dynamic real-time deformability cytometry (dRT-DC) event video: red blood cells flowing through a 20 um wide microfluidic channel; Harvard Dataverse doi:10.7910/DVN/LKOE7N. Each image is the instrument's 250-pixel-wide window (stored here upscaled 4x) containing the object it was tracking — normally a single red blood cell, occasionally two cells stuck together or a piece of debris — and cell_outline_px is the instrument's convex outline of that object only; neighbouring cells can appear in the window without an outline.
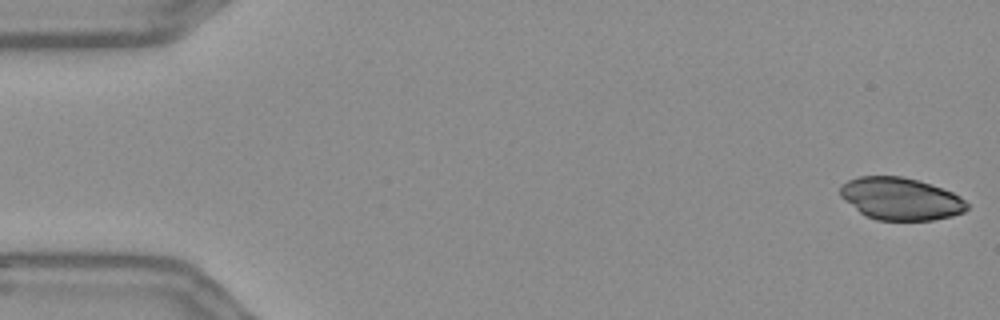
{"species": "Egyptian fruit bat (a non-hibernating species)", "species_latin": "Rousettus aegyptiacus", "temperature_condition": "warm", "stored_images_in_passage": 55, "camera_frame_rate_fps": 3000, "um_per_image_px": 0.085, "frame": {"image": 1, "passage_image": 1, "time_ms": 0.0, "image_size_px": [1000, 320], "cell_outline_px": [[968, 208], [964, 212], [952, 216], [932, 220], [876, 220], [864, 216], [844, 200], [840, 196], [840, 184], [848, 180], [860, 176], [900, 176], [916, 180], [952, 192], [960, 196], [968, 204]], "centroid_in_image_um": [76.52, 16.9], "position_along_channel_um": 8.5, "area_um2": 31.27}}
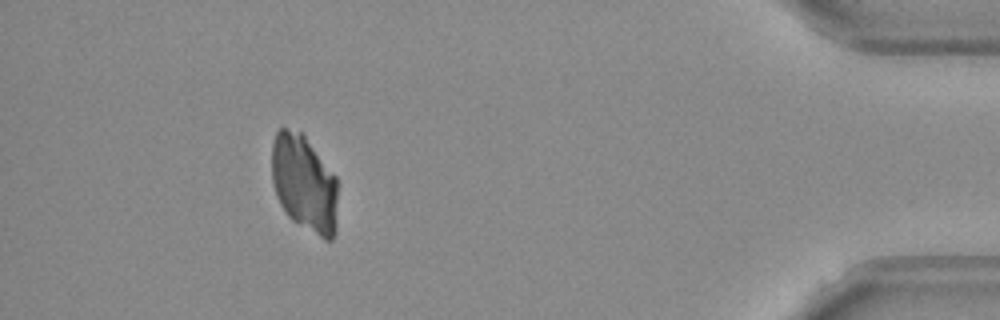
{"frame": {"image": 2, "passage_image": 50, "time_ms": 16.333, "image_size_px": [1000, 320], "cell_outline_px": [[336, 232], [332, 240], [324, 240], [292, 220], [288, 216], [280, 204], [272, 180], [272, 144], [276, 128], [284, 128], [304, 132], [336, 176]], "centroid_in_image_um": [25.86, 15.55], "position_along_channel_um": 409.3, "area_um2": 37.69}}